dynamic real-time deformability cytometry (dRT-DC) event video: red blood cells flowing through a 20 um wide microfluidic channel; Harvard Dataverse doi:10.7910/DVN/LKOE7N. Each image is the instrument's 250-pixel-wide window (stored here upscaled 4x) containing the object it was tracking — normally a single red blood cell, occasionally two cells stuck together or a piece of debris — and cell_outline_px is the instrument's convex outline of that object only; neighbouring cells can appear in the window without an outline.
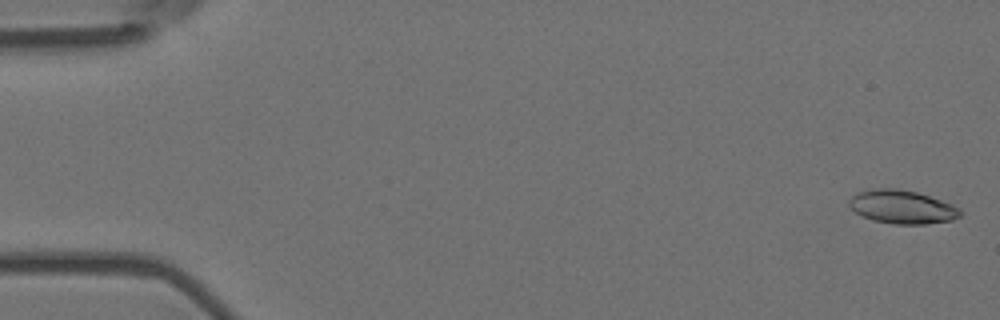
{"species": "Egyptian fruit bat (a non-hibernating species)", "species_latin": "Rousettus aegyptiacus", "temperature_condition": "room temperature", "stored_images_in_passage": 6, "camera_frame_rate_fps": 3000, "um_per_image_px": 0.085, "animal": {"sex": "female"}, "frame": {"image": 1, "passage_image": 1, "time_ms": 0.0, "image_size_px": [1000, 320], "cell_outline_px": [[964, 212], [960, 216], [952, 220], [924, 224], [892, 224], [872, 220], [848, 208], [848, 200], [856, 192], [876, 188], [896, 188], [916, 192], [952, 204], [960, 208]], "centroid_in_image_um": [76.66, 17.59], "position_along_channel_um": 8.3, "area_um2": 21.79}}